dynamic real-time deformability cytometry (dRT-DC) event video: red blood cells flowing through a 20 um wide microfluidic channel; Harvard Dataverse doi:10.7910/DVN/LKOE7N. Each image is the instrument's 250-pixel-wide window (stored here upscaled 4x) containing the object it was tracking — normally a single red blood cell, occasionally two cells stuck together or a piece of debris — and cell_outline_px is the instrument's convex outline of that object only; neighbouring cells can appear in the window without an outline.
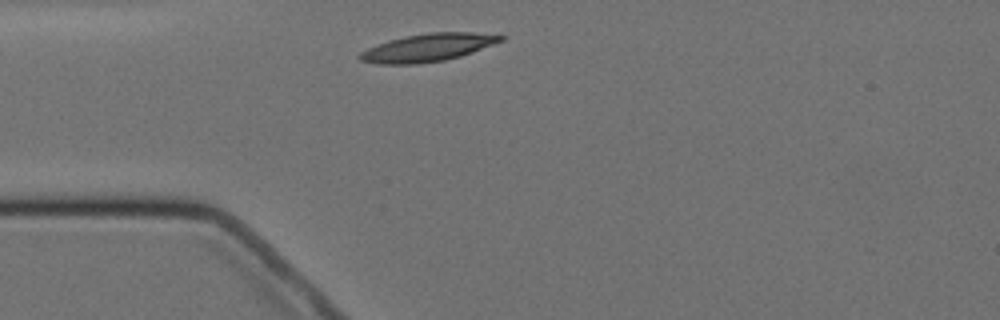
{"species": "Egyptian fruit bat (a non-hibernating species)", "species_latin": "Rousettus aegyptiacus", "temperature_condition": "cold", "stored_images_in_passage": 1, "camera_frame_rate_fps": 3000, "um_per_image_px": 0.085, "animal": {"sex": "female"}, "frame": {"image": 1, "passage_image": 1, "time_ms": 0.0, "image_size_px": [1000, 320], "cell_outline_px": [[504, 40], [460, 56], [444, 60], [416, 64], [380, 64], [360, 60], [356, 56], [360, 52], [376, 44], [388, 40], [404, 36], [428, 32], [472, 32], [504, 36]], "centroid_in_image_um": [36.31, 4.04], "position_along_channel_um": 48.7, "area_um2": 22.72}}